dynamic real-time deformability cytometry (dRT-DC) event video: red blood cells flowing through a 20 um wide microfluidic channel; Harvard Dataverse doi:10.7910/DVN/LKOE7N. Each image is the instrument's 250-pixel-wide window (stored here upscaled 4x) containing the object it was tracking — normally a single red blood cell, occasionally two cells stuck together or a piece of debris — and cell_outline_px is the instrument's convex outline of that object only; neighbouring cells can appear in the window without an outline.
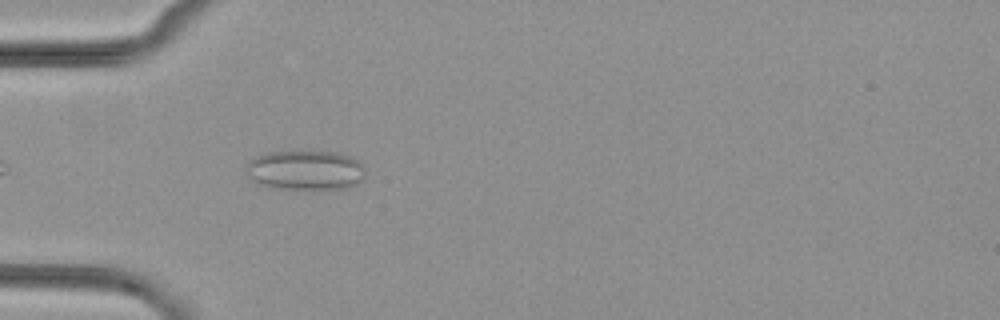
{"species": "common noctule bat (a hibernating species)", "species_latin": "Nyctalus noctula", "temperature_condition": "cold", "stored_images_in_passage": 40, "camera_frame_rate_fps": 3000, "um_per_image_px": 0.085, "animal": {"sex": "female", "body_mass_g": 29.2, "forearm_length_mm": 56.3}, "frame": {"image": 1, "passage_image": 4, "time_ms": 1.0, "image_size_px": [1000, 320], "cell_outline_px": [[364, 180], [348, 188], [268, 188], [252, 180], [244, 172], [244, 164], [256, 156], [268, 152], [340, 152], [356, 160], [364, 168]], "centroid_in_image_um": [25.9, 14.47], "position_along_channel_um": 59.1, "area_um2": 27.57}}
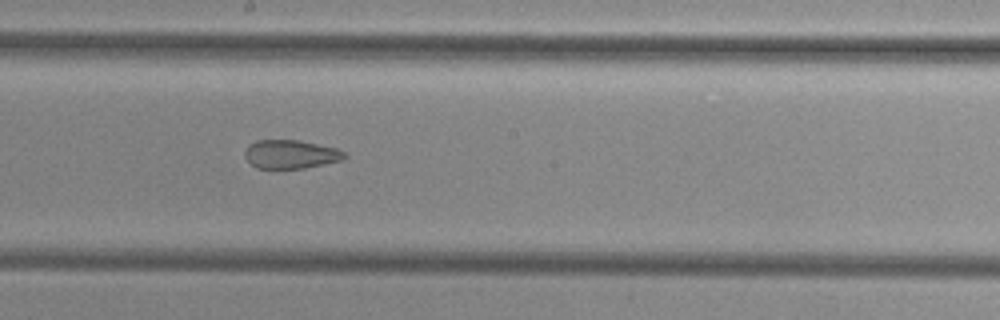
{"frame": {"image": 2, "passage_image": 17, "time_ms": 5.333, "image_size_px": [1000, 320], "cell_outline_px": [[348, 156], [340, 160], [324, 164], [304, 168], [256, 168], [244, 156], [244, 152], [248, 144], [256, 140], [296, 140], [336, 148], [344, 152]], "centroid_in_image_um": [24.67, 13.11], "position_along_channel_um": 223.5, "area_um2": 16.47}}
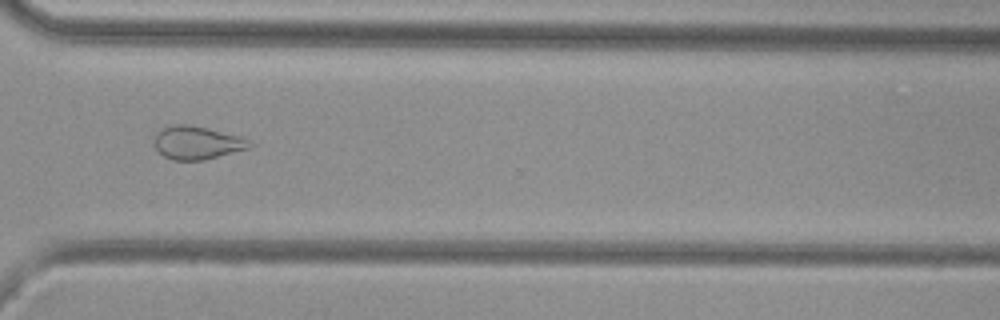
{"frame": {"image": 3, "passage_image": 27, "time_ms": 8.667, "image_size_px": [1000, 320], "cell_outline_px": [[252, 144], [248, 148], [204, 160], [172, 160], [164, 156], [152, 144], [156, 132], [160, 128], [172, 124], [188, 124], [252, 140]], "centroid_in_image_um": [16.67, 12.13], "position_along_channel_um": 353.9, "area_um2": 18.26}}